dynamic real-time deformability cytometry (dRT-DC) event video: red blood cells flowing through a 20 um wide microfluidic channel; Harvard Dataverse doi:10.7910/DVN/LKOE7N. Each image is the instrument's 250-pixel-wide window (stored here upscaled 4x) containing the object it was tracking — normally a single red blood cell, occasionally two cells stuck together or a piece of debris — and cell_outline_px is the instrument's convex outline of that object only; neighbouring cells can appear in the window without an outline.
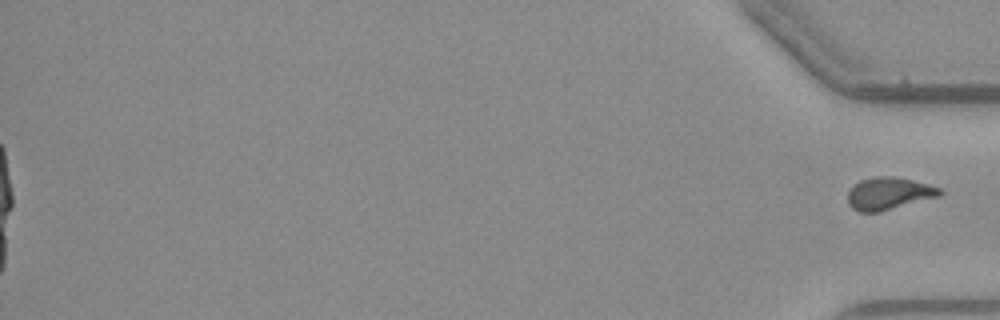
{"species": "common noctule bat (a hibernating species)", "species_latin": "Nyctalus noctula", "temperature_condition": "warm", "stored_images_in_passage": 56, "segment_of_instrument_passage": [2, 2], "camera_frame_rate_fps": 3000, "um_per_image_px": 0.085, "animal": {"sex": "male", "body_mass_g": 23.1, "forearm_length_mm": 52.7}, "frame": {"image": 1, "passage_image": 56, "time_ms": 18.333, "image_size_px": [1000, 320], "cell_outline_px": [[944, 192], [940, 196], [880, 212], [860, 212], [852, 208], [848, 204], [848, 192], [860, 180], [876, 176], [896, 176], [912, 180], [940, 188]], "centroid_in_image_um": [75.56, 16.45], "position_along_channel_um": 359.6, "area_um2": 17.34}}